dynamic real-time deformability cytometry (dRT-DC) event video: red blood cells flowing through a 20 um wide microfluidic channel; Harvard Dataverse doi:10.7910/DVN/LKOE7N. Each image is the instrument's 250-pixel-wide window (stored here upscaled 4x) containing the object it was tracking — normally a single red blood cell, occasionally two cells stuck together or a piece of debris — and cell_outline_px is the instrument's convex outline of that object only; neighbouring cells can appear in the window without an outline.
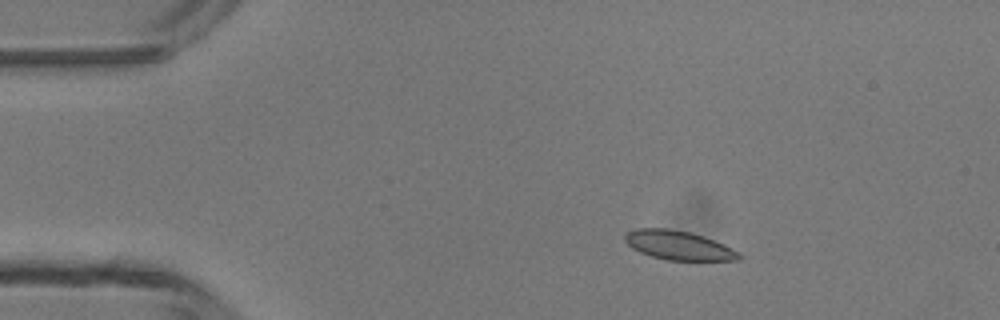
{"species": "common noctule bat (a hibernating species)", "species_latin": "Nyctalus noctula", "temperature_condition": "room temperature", "stored_images_in_passage": 4, "camera_frame_rate_fps": 3000, "um_per_image_px": 0.085, "animal": {"sex": "male", "body_mass_g": 13.3}, "frame": {"image": 1, "passage_image": 2, "time_ms": 1.333, "image_size_px": [1000, 320], "cell_outline_px": [[740, 260], [668, 260], [652, 256], [640, 252], [632, 248], [624, 240], [624, 236], [628, 232], [636, 228], [668, 228], [692, 232], [704, 236], [724, 244], [740, 252]], "centroid_in_image_um": [57.68, 20.84], "position_along_channel_um": 27.3, "area_um2": 19.36}}
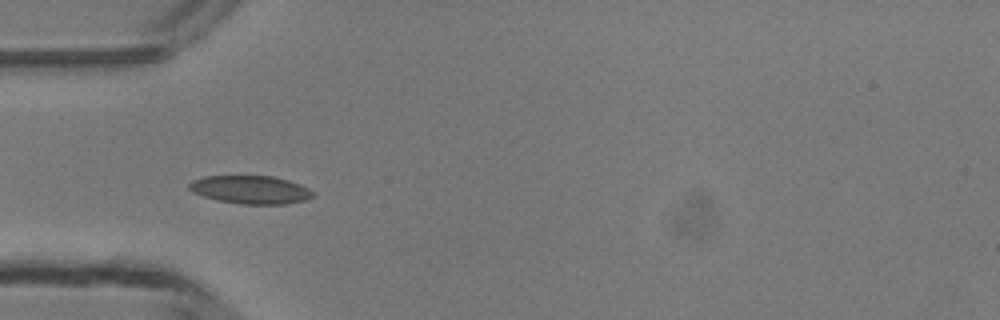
{"frame": {"image": 2, "passage_image": 4, "time_ms": 3.667, "image_size_px": [1000, 320], "cell_outline_px": [[316, 196], [304, 200], [284, 204], [240, 204], [216, 200], [192, 192], [188, 188], [188, 184], [192, 180], [204, 176], [272, 176], [288, 180], [300, 184], [316, 192]], "centroid_in_image_um": [21.31, 16.12], "position_along_channel_um": 63.7, "area_um2": 20.46}}